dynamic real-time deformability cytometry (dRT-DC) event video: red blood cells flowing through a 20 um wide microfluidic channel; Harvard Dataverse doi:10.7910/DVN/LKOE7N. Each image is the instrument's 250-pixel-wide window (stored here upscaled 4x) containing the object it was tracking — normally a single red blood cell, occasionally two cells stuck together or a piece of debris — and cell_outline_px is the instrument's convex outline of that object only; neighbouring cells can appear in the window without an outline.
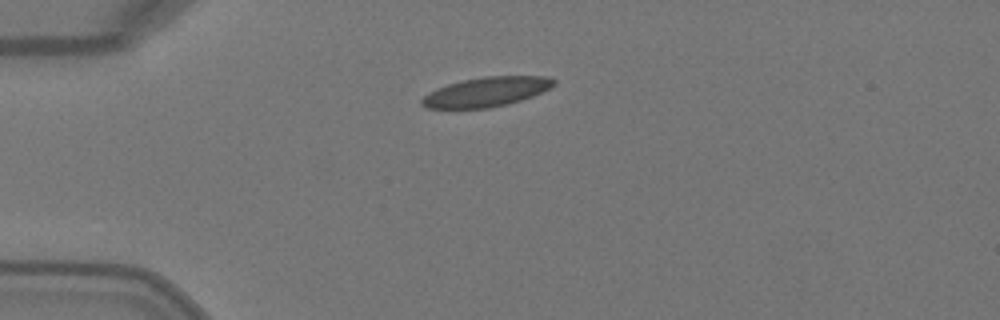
{"species": "Egyptian fruit bat (a non-hibernating species)", "species_latin": "Rousettus aegyptiacus", "temperature_condition": "warm", "stored_images_in_passage": 2, "camera_frame_rate_fps": 3000, "um_per_image_px": 0.085, "animal": {"sex": "female"}, "frame": {"image": 1, "passage_image": 1, "time_ms": 0.0, "image_size_px": [1000, 320], "cell_outline_px": [[556, 84], [552, 88], [532, 96], [508, 104], [488, 108], [424, 108], [420, 104], [420, 100], [428, 92], [436, 88], [448, 84], [464, 80], [484, 76], [548, 76], [556, 80]], "centroid_in_image_um": [41.35, 7.8], "position_along_channel_um": 43.7, "area_um2": 22.83}}